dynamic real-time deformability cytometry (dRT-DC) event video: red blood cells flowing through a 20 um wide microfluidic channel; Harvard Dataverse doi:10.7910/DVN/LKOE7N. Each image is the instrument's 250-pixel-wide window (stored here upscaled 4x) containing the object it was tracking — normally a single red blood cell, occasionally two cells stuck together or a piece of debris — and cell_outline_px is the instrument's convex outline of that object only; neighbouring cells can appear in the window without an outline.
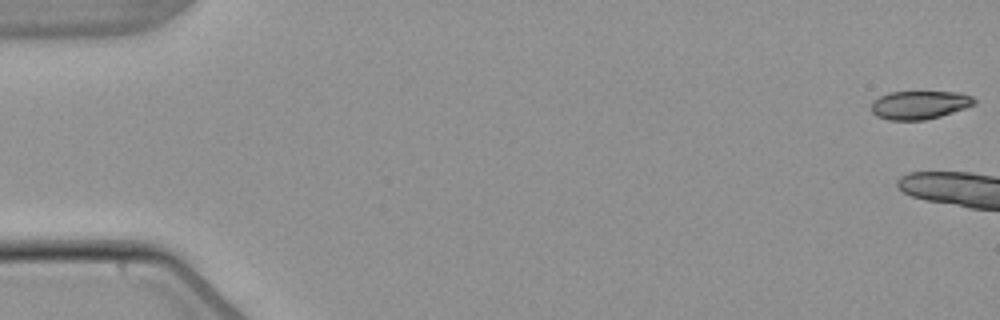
{"species": "common noctule bat (a hibernating species)", "species_latin": "Nyctalus noctula", "temperature_condition": "warm", "stored_images_in_passage": 6, "camera_frame_rate_fps": 3000, "um_per_image_px": 0.085, "animal": {"sex": "male", "body_mass_g": 21.5, "forearm_length_mm": 52.0}, "frame": {"image": 1, "passage_image": 1, "time_ms": 0.0, "image_size_px": [1000, 320], "cell_outline_px": [[976, 104], [940, 116], [924, 120], [888, 120], [876, 116], [872, 112], [872, 100], [888, 92], [960, 92], [972, 96], [976, 100]], "centroid_in_image_um": [78.15, 8.91], "position_along_channel_um": 6.9, "area_um2": 17.05}}